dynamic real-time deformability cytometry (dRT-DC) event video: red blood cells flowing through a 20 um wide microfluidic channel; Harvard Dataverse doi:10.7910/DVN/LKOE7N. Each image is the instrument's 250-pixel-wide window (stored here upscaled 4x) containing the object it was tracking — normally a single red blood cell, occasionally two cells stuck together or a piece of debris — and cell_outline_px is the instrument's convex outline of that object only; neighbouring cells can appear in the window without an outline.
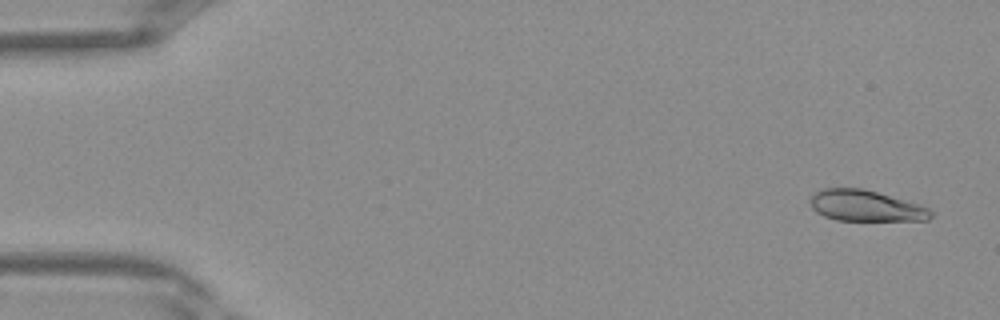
{"species": "Egyptian fruit bat (a non-hibernating species)", "species_latin": "Rousettus aegyptiacus", "temperature_condition": "warm", "stored_images_in_passage": 40, "camera_frame_rate_fps": 3000, "um_per_image_px": 0.085, "frame": {"image": 1, "passage_image": 2, "time_ms": 0.333, "image_size_px": [1000, 320], "cell_outline_px": [[932, 216], [928, 220], [836, 220], [824, 216], [816, 212], [812, 208], [808, 200], [816, 192], [824, 188], [864, 188], [916, 204], [928, 208], [932, 212]], "centroid_in_image_um": [73.53, 17.49], "position_along_channel_um": 11.5, "area_um2": 21.56}}
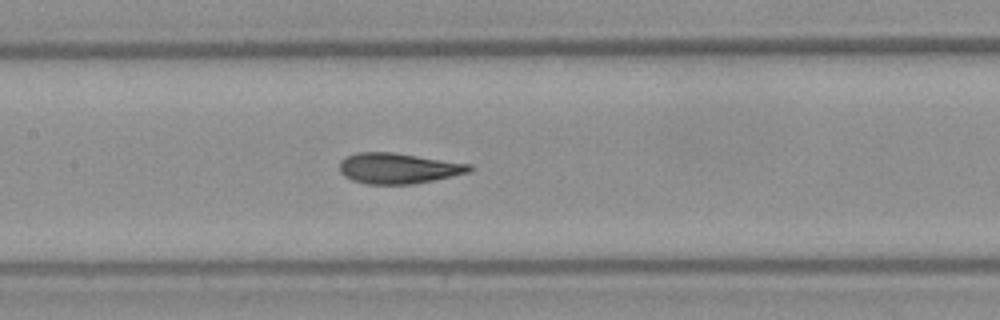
{"frame": {"image": 2, "passage_image": 19, "time_ms": 6.0, "image_size_px": [1000, 320], "cell_outline_px": [[472, 168], [468, 172], [432, 180], [412, 184], [368, 184], [352, 180], [344, 176], [340, 172], [340, 160], [356, 152], [396, 152], [472, 164]], "centroid_in_image_um": [33.83, 14.29], "position_along_channel_um": 173.6, "area_um2": 23.12}}
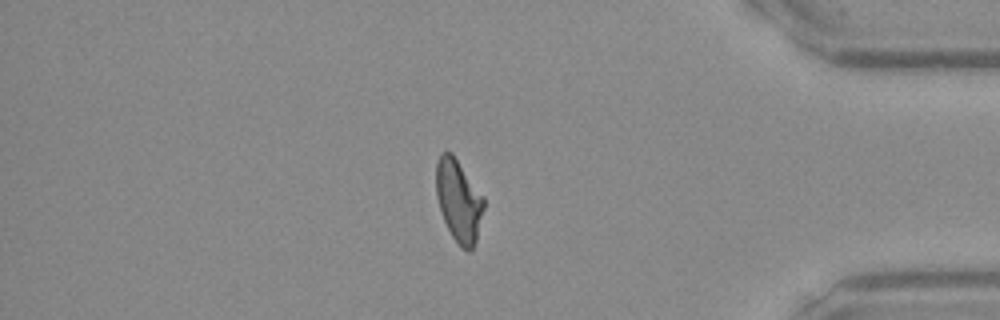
{"frame": {"image": 3, "passage_image": 34, "time_ms": 11.0, "image_size_px": [1000, 320], "cell_outline_px": [[484, 208], [476, 240], [472, 248], [468, 252], [460, 248], [452, 236], [444, 220], [436, 196], [436, 164], [440, 152], [452, 152], [484, 196]], "centroid_in_image_um": [38.99, 17.04], "position_along_channel_um": 396.2, "area_um2": 22.89}}